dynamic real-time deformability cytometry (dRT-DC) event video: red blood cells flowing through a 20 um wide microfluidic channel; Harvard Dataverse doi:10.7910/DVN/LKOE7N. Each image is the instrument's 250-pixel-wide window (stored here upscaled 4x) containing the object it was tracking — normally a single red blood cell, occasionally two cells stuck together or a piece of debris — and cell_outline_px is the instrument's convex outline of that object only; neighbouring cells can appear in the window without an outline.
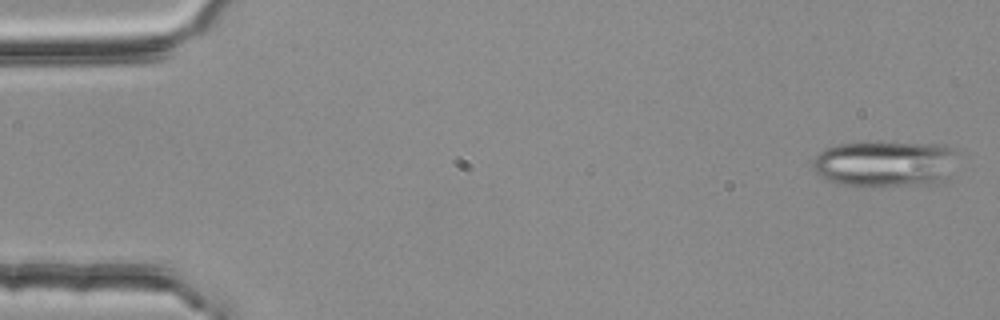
{"species": "common noctule bat (a hibernating species)", "species_latin": "Nyctalus noctula", "temperature_condition": "room temperature", "stored_images_in_passage": 4, "camera_frame_rate_fps": 3000, "um_per_image_px": 0.085, "animal": {"sex": "female", "body_mass_g": 25.1}, "frame": {"image": 1, "passage_image": 1, "time_ms": 0.0, "image_size_px": [1000, 320], "cell_outline_px": [[952, 148], [948, 184], [880, 188], [872, 188], [836, 184], [820, 176], [812, 168], [812, 160], [824, 148], [836, 144], [860, 140], [880, 140], [944, 144]], "centroid_in_image_um": [75.18, 13.93], "position_along_channel_um": 9.8, "area_um2": 41.21}}